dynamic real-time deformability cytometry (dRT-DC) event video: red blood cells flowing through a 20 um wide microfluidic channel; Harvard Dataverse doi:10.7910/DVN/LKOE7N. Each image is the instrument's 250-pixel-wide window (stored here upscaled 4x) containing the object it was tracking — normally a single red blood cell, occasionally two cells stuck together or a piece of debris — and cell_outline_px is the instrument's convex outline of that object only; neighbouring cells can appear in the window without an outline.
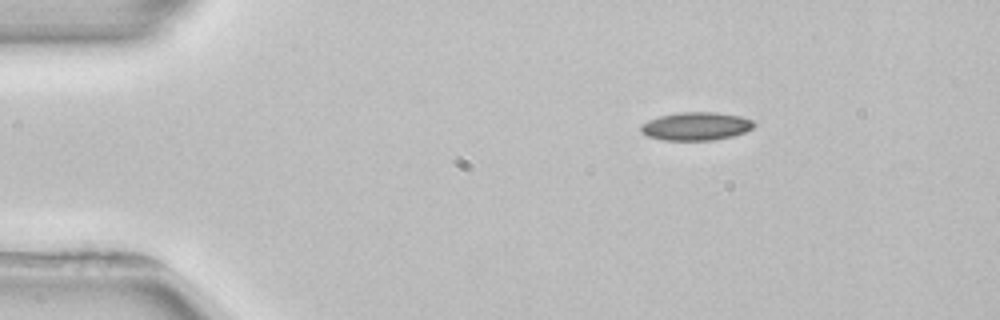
{"species": "common noctule bat (a hibernating species)", "species_latin": "Nyctalus noctula", "temperature_condition": "room temperature", "stored_images_in_passage": 3, "camera_frame_rate_fps": 3000, "um_per_image_px": 0.085, "animal": {"sex": "female", "body_mass_g": 22.7, "forearm_length_mm": 54.2}, "frame": {"image": 1, "passage_image": 1, "time_ms": 0.0, "image_size_px": [1000, 320], "cell_outline_px": [[756, 124], [752, 128], [744, 132], [732, 136], [712, 140], [664, 140], [648, 136], [640, 132], [640, 124], [648, 120], [660, 116], [680, 112], [716, 112], [740, 116], [752, 120]], "centroid_in_image_um": [59.14, 10.72], "position_along_channel_um": 25.9, "area_um2": 18.55}}
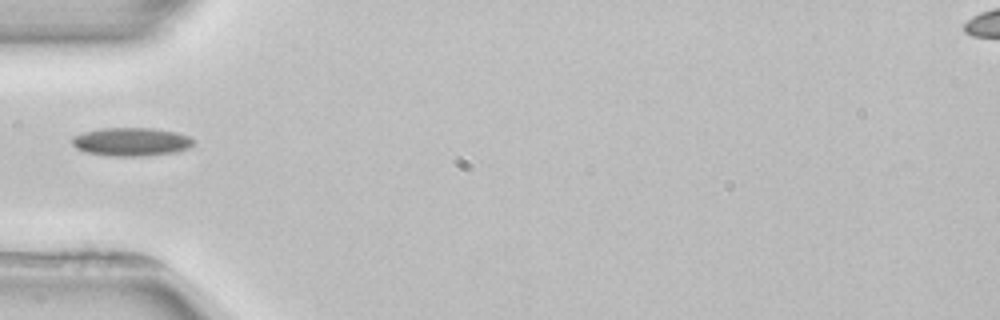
{"frame": {"image": 2, "passage_image": 3, "time_ms": 3.0, "image_size_px": [1000, 320], "cell_outline_px": [[196, 140], [188, 148], [172, 152], [144, 156], [108, 156], [84, 152], [76, 148], [72, 144], [72, 136], [84, 132], [104, 128], [152, 128], [176, 132], [188, 136]], "centroid_in_image_um": [11.12, 12.05], "position_along_channel_um": 73.9, "area_um2": 20.06}}